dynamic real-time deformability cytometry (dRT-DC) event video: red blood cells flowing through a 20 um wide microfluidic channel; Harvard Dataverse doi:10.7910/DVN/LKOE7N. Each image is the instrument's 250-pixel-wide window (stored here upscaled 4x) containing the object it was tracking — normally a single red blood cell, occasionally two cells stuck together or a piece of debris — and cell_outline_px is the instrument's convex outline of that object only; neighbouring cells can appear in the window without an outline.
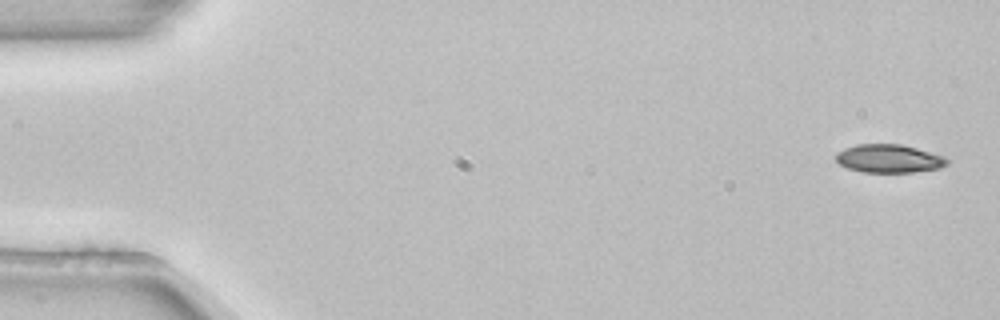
{"species": "common noctule bat (a hibernating species)", "species_latin": "Nyctalus noctula", "temperature_condition": "room temperature", "stored_images_in_passage": 54, "segment_of_instrument_passage": [1, 2], "camera_frame_rate_fps": 3000, "um_per_image_px": 0.085, "animal": {"sex": "female", "body_mass_g": 22.7, "forearm_length_mm": 54.2}, "frame": {"image": 1, "passage_image": 1, "time_ms": 0.0, "image_size_px": [1000, 320], "cell_outline_px": [[948, 164], [940, 168], [912, 172], [860, 172], [848, 168], [840, 164], [836, 160], [836, 152], [844, 148], [856, 144], [900, 144], [916, 148], [944, 156], [948, 160]], "centroid_in_image_um": [75.54, 13.48], "position_along_channel_um": 9.5, "area_um2": 18.32}}
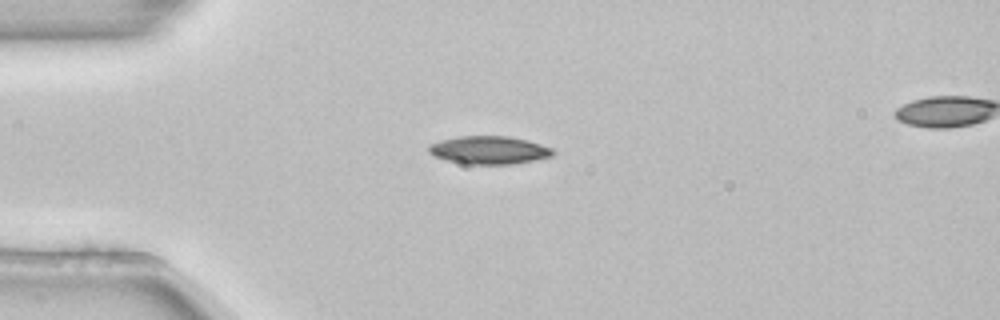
{"frame": {"image": 2, "passage_image": 13, "time_ms": 4.0, "image_size_px": [1000, 320], "cell_outline_px": [[556, 152], [552, 156], [512, 164], [464, 164], [432, 156], [428, 152], [428, 144], [440, 140], [456, 136], [508, 136], [528, 140], [552, 148]], "centroid_in_image_um": [41.53, 12.75], "position_along_channel_um": 43.5, "area_um2": 20.4}}
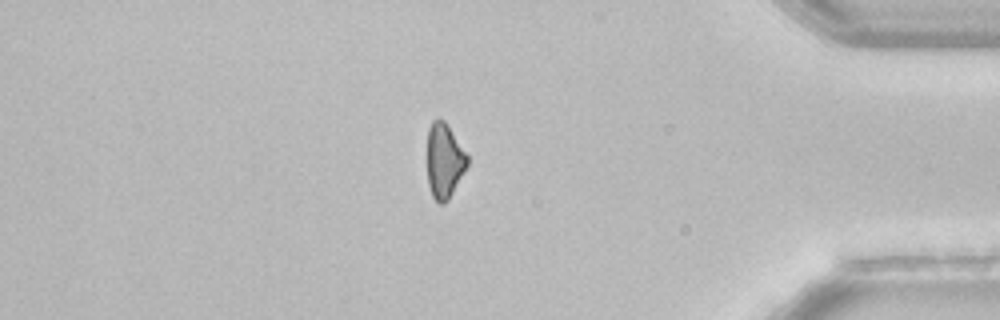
{"frame": {"image": 3, "passage_image": 45, "time_ms": 14.667, "image_size_px": [1000, 320], "cell_outline_px": [[468, 164], [448, 200], [444, 204], [440, 204], [432, 196], [428, 184], [428, 128], [432, 120], [444, 120], [468, 156]], "centroid_in_image_um": [37.76, 13.68], "position_along_channel_um": 397.4, "area_um2": 17.17}}